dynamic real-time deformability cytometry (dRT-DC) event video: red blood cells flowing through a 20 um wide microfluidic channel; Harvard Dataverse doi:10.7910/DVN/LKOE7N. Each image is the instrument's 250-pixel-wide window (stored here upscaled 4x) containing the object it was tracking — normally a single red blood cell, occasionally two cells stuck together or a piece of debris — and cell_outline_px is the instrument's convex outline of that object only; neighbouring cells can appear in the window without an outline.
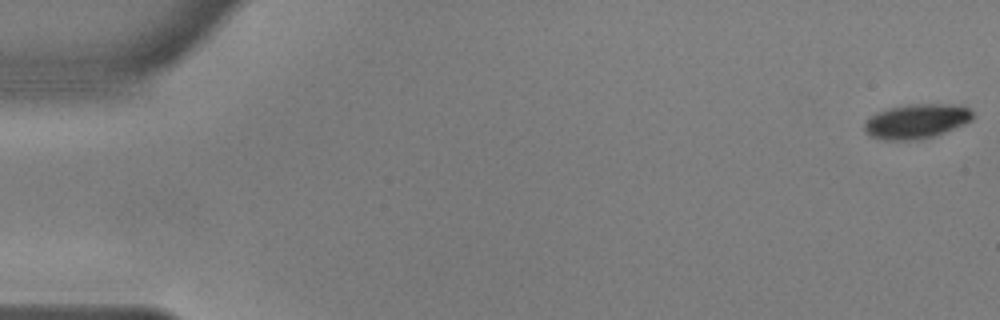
{"species": "common noctule bat (a hibernating species)", "species_latin": "Nyctalus noctula", "temperature_condition": "warm", "stored_images_in_passage": 56, "camera_frame_rate_fps": 3000, "um_per_image_px": 0.085, "animal": {"sex": "male", "body_mass_g": 17.9, "forearm_length_mm": 54.2}, "frame": {"image": 1, "passage_image": 1, "time_ms": 0.0, "image_size_px": [1000, 320], "cell_outline_px": [[972, 120], [964, 124], [936, 136], [916, 140], [884, 140], [868, 136], [864, 132], [864, 124], [876, 112], [888, 108], [908, 104], [964, 104], [972, 112]], "centroid_in_image_um": [77.9, 10.31], "position_along_channel_um": 7.1, "area_um2": 22.08}}
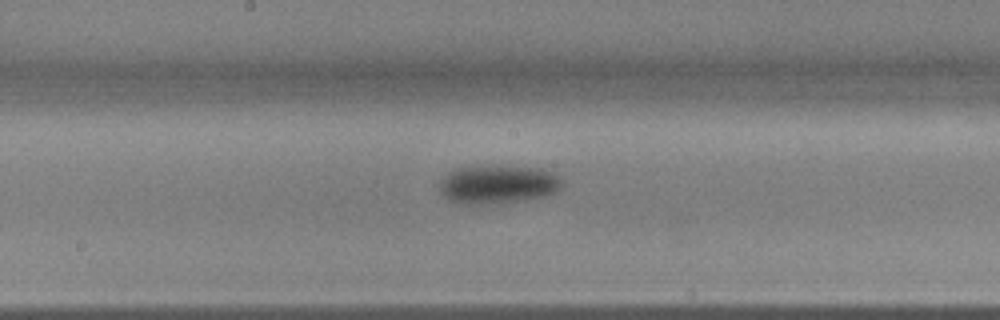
{"frame": {"image": 2, "passage_image": 30, "time_ms": 9.667, "image_size_px": [1000, 320], "cell_outline_px": [[564, 184], [556, 192], [548, 196], [524, 200], [488, 204], [460, 204], [448, 200], [440, 192], [436, 184], [448, 172], [460, 168], [476, 164], [504, 164], [540, 168], [560, 176], [564, 180]], "centroid_in_image_um": [42.31, 15.64], "position_along_channel_um": 205.9, "area_um2": 28.78}}
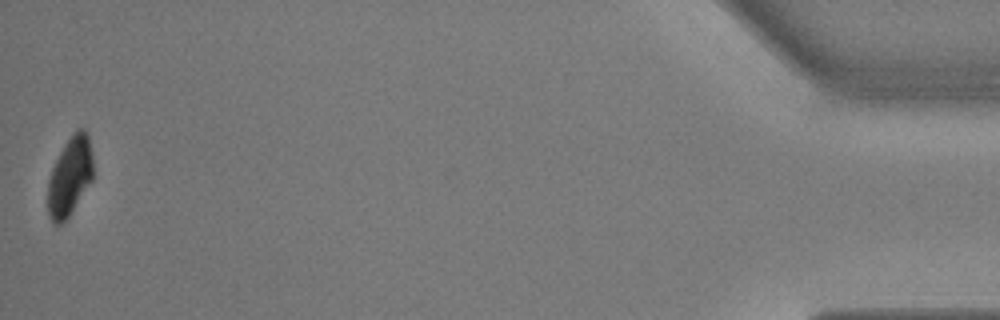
{"frame": {"image": 3, "passage_image": 56, "time_ms": 18.333, "image_size_px": [1000, 320], "cell_outline_px": [[92, 180], [68, 216], [60, 224], [52, 224], [48, 216], [48, 180], [52, 168], [64, 144], [76, 128], [84, 128], [88, 132], [92, 156]], "centroid_in_image_um": [5.93, 14.96], "position_along_channel_um": 429.3, "area_um2": 20.69}, "authors_computed_cell_mechanics": {"area_um2": 25.0274, "velocity_mm_per_s": 3.6164, "shape_relaxation_time_tau1_ms": 2.3016, "shape_relaxation_time_tau2_ms": null, "deformation_change_tau1": 0.1173, "deformation_change_tau2": null}}